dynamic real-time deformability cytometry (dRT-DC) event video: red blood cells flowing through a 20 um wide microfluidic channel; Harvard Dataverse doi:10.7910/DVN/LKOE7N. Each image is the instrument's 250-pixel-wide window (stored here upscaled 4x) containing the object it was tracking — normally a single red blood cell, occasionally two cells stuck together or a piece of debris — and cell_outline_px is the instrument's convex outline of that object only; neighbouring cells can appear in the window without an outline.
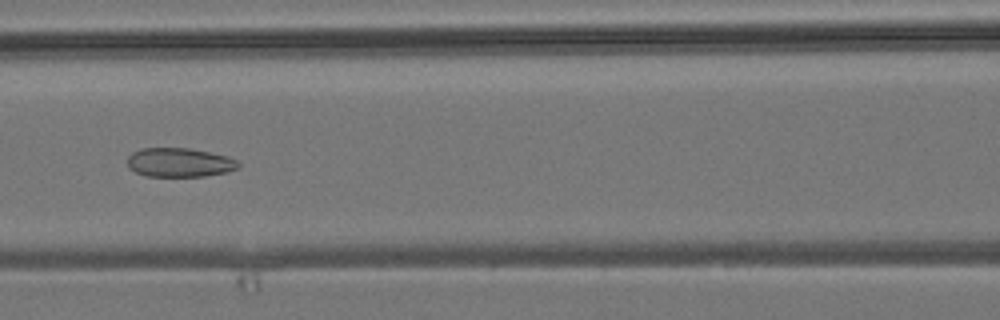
{"species": "common noctule bat (a hibernating species)", "species_latin": "Nyctalus noctula", "temperature_condition": "room temperature", "stored_images_in_passage": 5, "camera_frame_rate_fps": 3000, "um_per_image_px": 0.085, "animal": {"sex": "male", "body_mass_g": 19.2, "forearm_length_mm": 51.8}, "frame": {"image": 1, "passage_image": 5, "time_ms": 5.333, "image_size_px": [1000, 320], "cell_outline_px": [[240, 168], [228, 172], [204, 176], [148, 176], [136, 172], [128, 168], [128, 156], [132, 152], [140, 148], [188, 148], [228, 156], [236, 160], [240, 164]], "centroid_in_image_um": [15.26, 13.81], "position_along_channel_um": 151.3, "area_um2": 18.84}}